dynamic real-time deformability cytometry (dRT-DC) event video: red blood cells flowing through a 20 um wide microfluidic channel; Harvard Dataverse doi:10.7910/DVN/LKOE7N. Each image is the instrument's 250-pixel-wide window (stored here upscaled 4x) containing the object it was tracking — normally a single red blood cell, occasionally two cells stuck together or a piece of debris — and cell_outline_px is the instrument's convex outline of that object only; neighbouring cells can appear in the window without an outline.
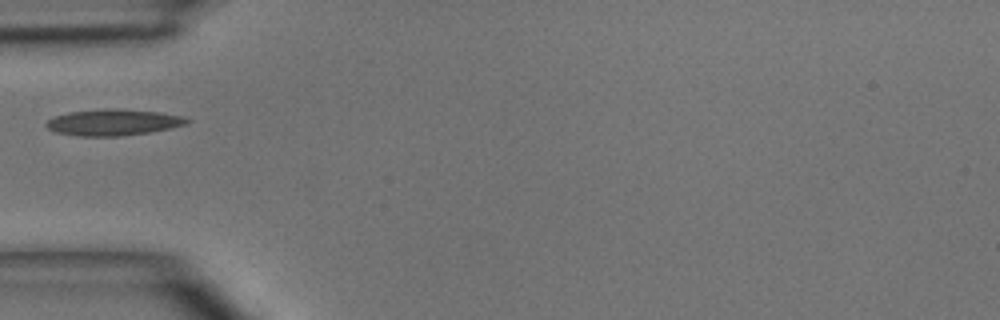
{"species": "common noctule bat (a hibernating species)", "species_latin": "Nyctalus noctula", "temperature_condition": "room temperature", "stored_images_in_passage": 3, "camera_frame_rate_fps": 3000, "um_per_image_px": 0.085, "animal": {"sex": "male", "body_mass_g": 15.6}, "frame": {"image": 1, "passage_image": 2, "time_ms": 1.333, "image_size_px": [1000, 320], "cell_outline_px": [[192, 120], [188, 124], [172, 128], [124, 136], [76, 136], [56, 132], [48, 128], [44, 124], [48, 120], [56, 116], [68, 112], [112, 108], [116, 108], [160, 112], [184, 116]], "centroid_in_image_um": [9.68, 10.4], "position_along_channel_um": 75.3, "area_um2": 21.68}}
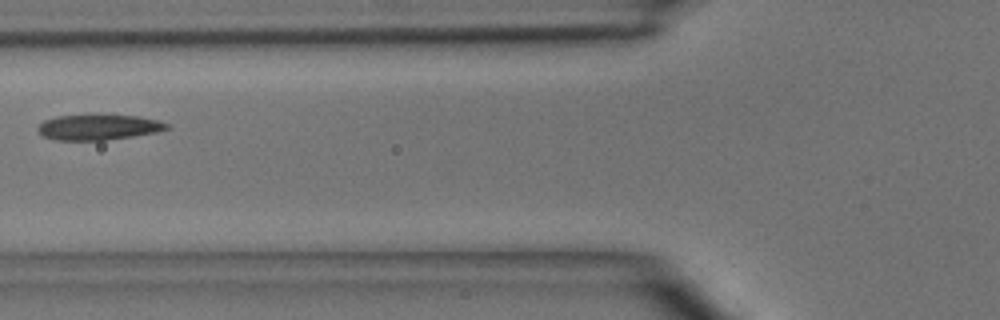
{"frame": {"image": 2, "passage_image": 3, "time_ms": 2.333, "image_size_px": [1000, 320], "cell_outline_px": [[172, 128], [156, 132], [132, 136], [104, 140], [56, 140], [40, 136], [36, 128], [44, 120], [56, 116], [92, 112], [140, 116], [160, 120], [168, 124]], "centroid_in_image_um": [8.35, 10.76], "position_along_channel_um": 117.4, "area_um2": 20.17}}